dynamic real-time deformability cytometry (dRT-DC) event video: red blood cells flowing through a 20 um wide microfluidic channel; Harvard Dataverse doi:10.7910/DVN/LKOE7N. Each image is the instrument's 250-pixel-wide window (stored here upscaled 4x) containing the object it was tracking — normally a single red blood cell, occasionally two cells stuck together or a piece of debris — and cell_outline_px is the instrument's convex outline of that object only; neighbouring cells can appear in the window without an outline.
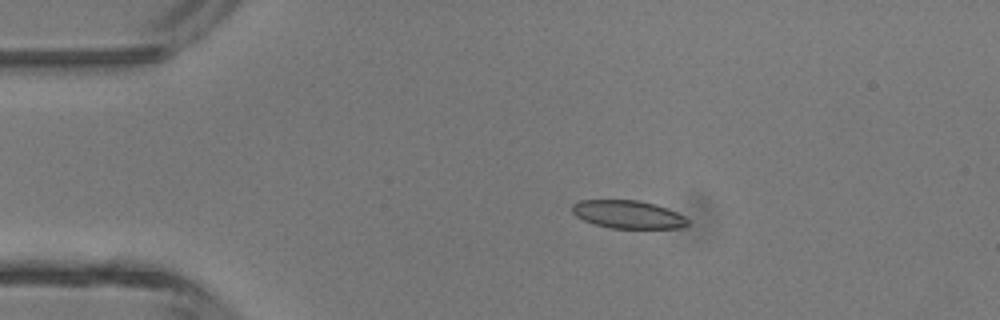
{"species": "common noctule bat (a hibernating species)", "species_latin": "Nyctalus noctula", "temperature_condition": "room temperature", "stored_images_in_passage": 3, "camera_frame_rate_fps": 3000, "um_per_image_px": 0.085, "animal": {"sex": "male", "body_mass_g": 13.3}, "frame": {"image": 1, "passage_image": 2, "time_ms": 0.333, "image_size_px": [1000, 320], "cell_outline_px": [[692, 224], [680, 228], [612, 228], [596, 224], [584, 220], [576, 216], [572, 212], [572, 204], [580, 200], [640, 200], [656, 204], [676, 212], [684, 216]], "centroid_in_image_um": [53.41, 18.22], "position_along_channel_um": 31.6, "area_um2": 18.9}}